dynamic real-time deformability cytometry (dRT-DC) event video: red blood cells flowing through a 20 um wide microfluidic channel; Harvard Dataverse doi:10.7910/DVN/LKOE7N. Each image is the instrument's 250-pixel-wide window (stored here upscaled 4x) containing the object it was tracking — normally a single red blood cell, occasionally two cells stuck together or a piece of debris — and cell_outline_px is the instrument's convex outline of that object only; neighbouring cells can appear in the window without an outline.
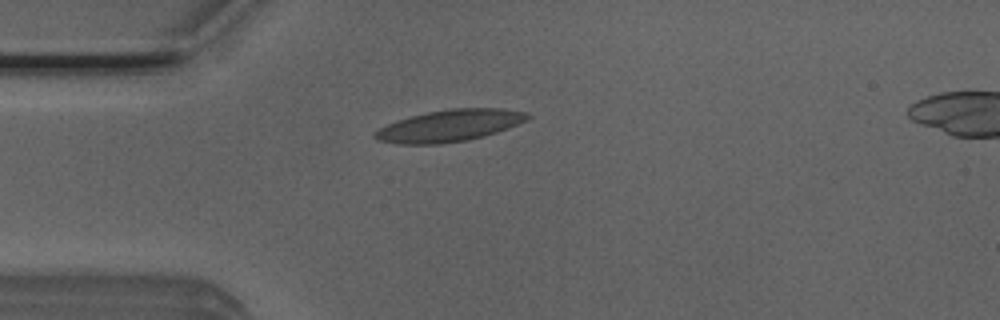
{"species": "Egyptian fruit bat (a non-hibernating species)", "species_latin": "Rousettus aegyptiacus", "temperature_condition": "room temperature", "stored_images_in_passage": 4, "camera_frame_rate_fps": 3000, "um_per_image_px": 0.085, "animal": {"sex": "male"}, "frame": {"image": 1, "passage_image": 4, "time_ms": 1.0, "image_size_px": [1000, 320], "cell_outline_px": [[532, 116], [528, 120], [508, 128], [484, 136], [468, 140], [440, 144], [396, 144], [376, 140], [372, 136], [372, 132], [396, 120], [428, 112], [452, 108], [504, 108], [524, 112]], "centroid_in_image_um": [38.19, 10.69], "position_along_channel_um": 46.8, "area_um2": 28.38}}